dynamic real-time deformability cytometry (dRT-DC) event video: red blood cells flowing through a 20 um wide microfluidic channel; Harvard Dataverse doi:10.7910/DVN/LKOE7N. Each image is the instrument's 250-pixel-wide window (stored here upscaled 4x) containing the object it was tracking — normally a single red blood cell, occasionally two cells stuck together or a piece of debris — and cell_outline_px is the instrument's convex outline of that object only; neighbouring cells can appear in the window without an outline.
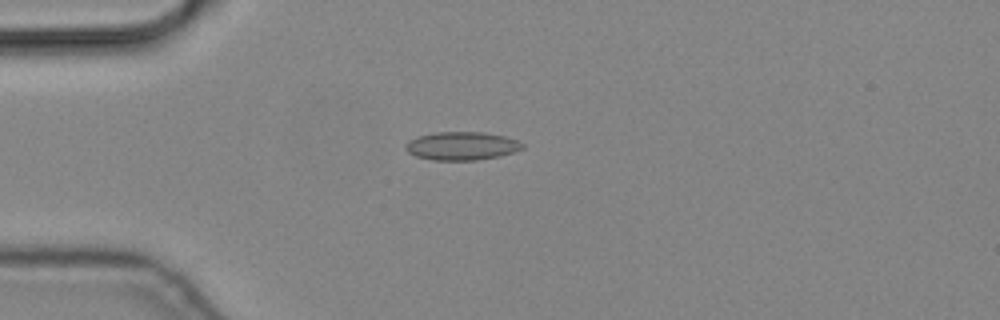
{"species": "common noctule bat (a hibernating species)", "species_latin": "Nyctalus noctula", "temperature_condition": "cold", "stored_images_in_passage": 6, "camera_frame_rate_fps": 3000, "um_per_image_px": 0.085, "animal": {"sex": "male", "body_mass_g": 19.2, "forearm_length_mm": 51.8}, "frame": {"image": 1, "passage_image": 1, "time_ms": 0.0, "image_size_px": [1000, 320], "cell_outline_px": [[524, 148], [500, 156], [476, 160], [432, 160], [416, 156], [408, 152], [404, 148], [404, 144], [408, 140], [420, 136], [436, 132], [484, 132], [504, 136], [516, 140], [524, 144]], "centroid_in_image_um": [39.23, 12.4], "position_along_channel_um": 45.8, "area_um2": 19.25}}
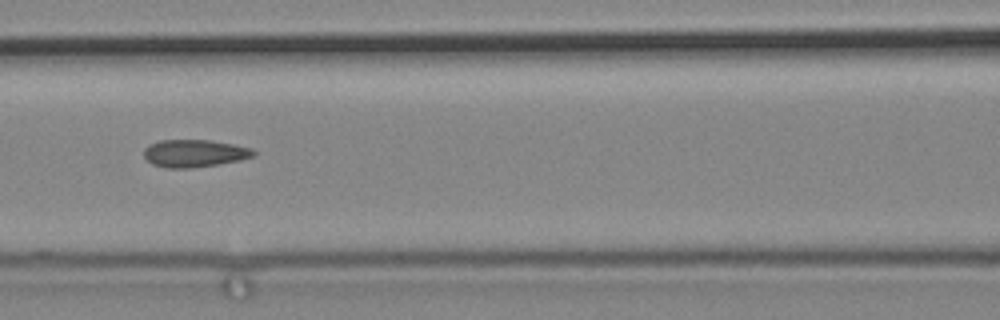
{"frame": {"image": 2, "passage_image": 4, "time_ms": 1.0, "image_size_px": [1000, 320], "cell_outline_px": [[256, 152], [252, 156], [240, 160], [216, 164], [188, 168], [164, 168], [152, 164], [144, 156], [144, 148], [148, 144], [160, 140], [212, 140], [252, 148]], "centroid_in_image_um": [16.49, 13.02], "position_along_channel_um": 150.1, "area_um2": 17.51}}
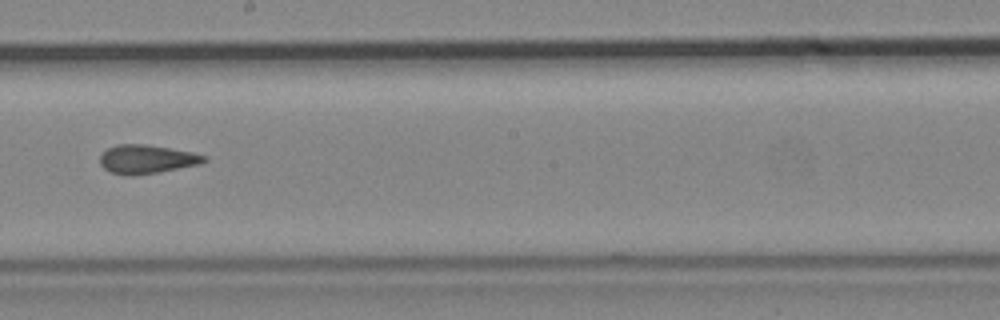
{"frame": {"image": 3, "passage_image": 6, "time_ms": 1.667, "image_size_px": [1000, 320], "cell_outline_px": [[208, 160], [200, 164], [160, 172], [132, 176], [112, 172], [104, 168], [100, 164], [100, 152], [116, 144], [144, 144], [192, 152], [208, 156]], "centroid_in_image_um": [12.47, 13.53], "position_along_channel_um": 235.7, "area_um2": 17.51}}